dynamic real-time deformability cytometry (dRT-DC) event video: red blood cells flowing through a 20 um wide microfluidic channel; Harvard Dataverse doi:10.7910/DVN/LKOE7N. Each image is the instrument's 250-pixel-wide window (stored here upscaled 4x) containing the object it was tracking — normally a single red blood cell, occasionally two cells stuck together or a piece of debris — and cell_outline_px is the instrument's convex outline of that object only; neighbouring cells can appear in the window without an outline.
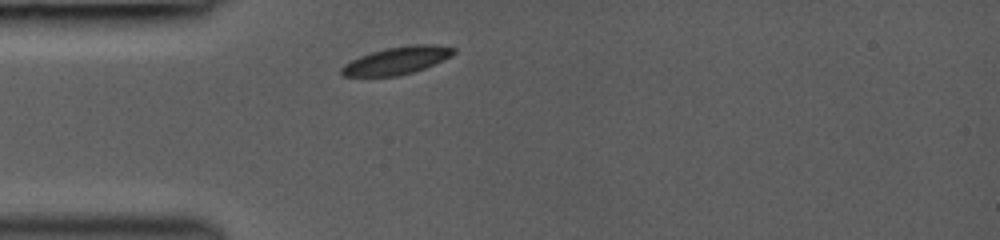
{"species": "common noctule bat (a hibernating species)", "species_latin": "Nyctalus noctula", "temperature_condition": "room temperature", "stored_images_in_passage": 6, "camera_frame_rate_fps": 3000, "um_per_image_px": 0.085, "animal": {"sex": "female", "body_mass_g": 19.0, "forearm_length_mm": 53.3}, "frame": {"image": 1, "passage_image": 1, "time_ms": 0.0, "image_size_px": [1000, 240], "cell_outline_px": [[456, 52], [452, 56], [424, 68], [412, 72], [396, 76], [344, 76], [340, 72], [340, 68], [344, 64], [360, 56], [384, 48], [412, 44], [432, 44], [456, 48]], "centroid_in_image_um": [33.74, 5.13], "position_along_channel_um": 51.3, "area_um2": 17.92}}
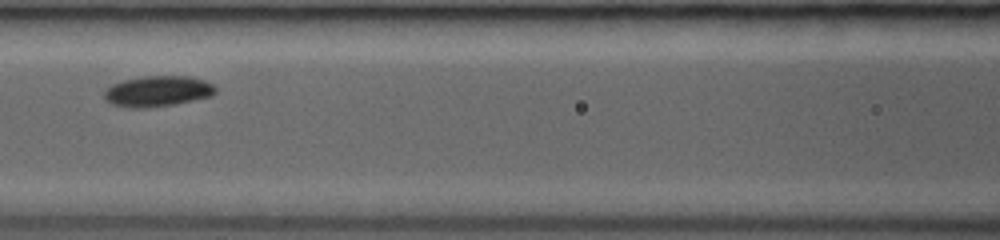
{"frame": {"image": 2, "passage_image": 4, "time_ms": 2.667, "image_size_px": [1000, 240], "cell_outline_px": [[216, 92], [212, 96], [176, 104], [148, 108], [132, 108], [112, 104], [104, 100], [104, 92], [112, 84], [124, 80], [144, 76], [188, 76], [204, 80], [212, 84], [216, 88]], "centroid_in_image_um": [13.41, 7.76], "position_along_channel_um": 153.2, "area_um2": 20.0}}
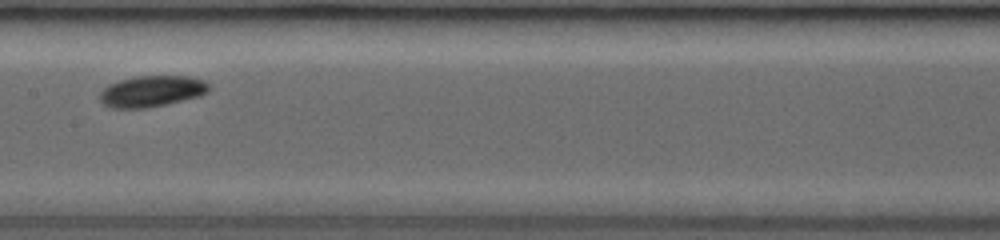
{"frame": {"image": 3, "passage_image": 5, "time_ms": 3.667, "image_size_px": [1000, 240], "cell_outline_px": [[208, 92], [200, 96], [148, 108], [112, 108], [104, 104], [100, 100], [100, 92], [108, 84], [120, 80], [136, 76], [188, 76], [204, 80], [208, 84]], "centroid_in_image_um": [12.89, 7.75], "position_along_channel_um": 194.5, "area_um2": 19.77}}